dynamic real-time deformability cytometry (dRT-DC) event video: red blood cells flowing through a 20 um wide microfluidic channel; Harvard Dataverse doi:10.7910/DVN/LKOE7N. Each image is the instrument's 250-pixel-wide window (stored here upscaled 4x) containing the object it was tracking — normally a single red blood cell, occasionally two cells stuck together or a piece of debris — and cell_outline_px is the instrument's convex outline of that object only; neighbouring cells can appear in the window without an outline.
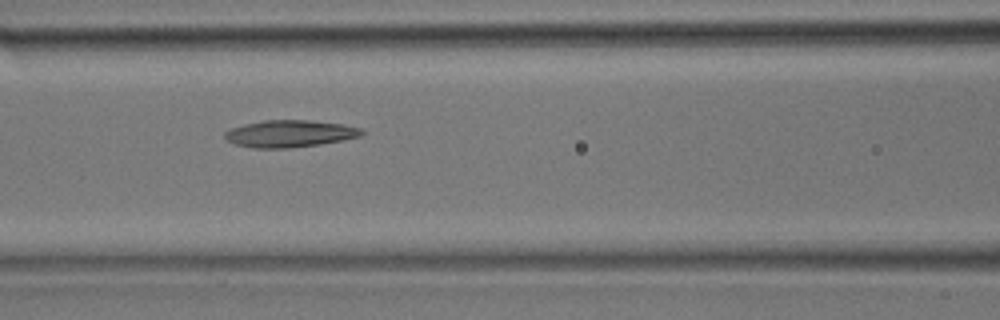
{"species": "common noctule bat (a hibernating species)", "species_latin": "Nyctalus noctula", "temperature_condition": "room temperature", "stored_images_in_passage": 20, "camera_frame_rate_fps": 3000, "um_per_image_px": 0.085, "animal": {"sex": "male", "body_mass_g": 17.9}, "frame": {"image": 1, "passage_image": 7, "time_ms": 2.0, "image_size_px": [1000, 320], "cell_outline_px": [[364, 132], [360, 136], [344, 140], [320, 144], [288, 148], [252, 148], [236, 144], [228, 140], [224, 136], [224, 132], [232, 128], [244, 124], [264, 120], [308, 120], [344, 124], [360, 128]], "centroid_in_image_um": [24.64, 11.36], "position_along_channel_um": 142.0, "area_um2": 21.5}}
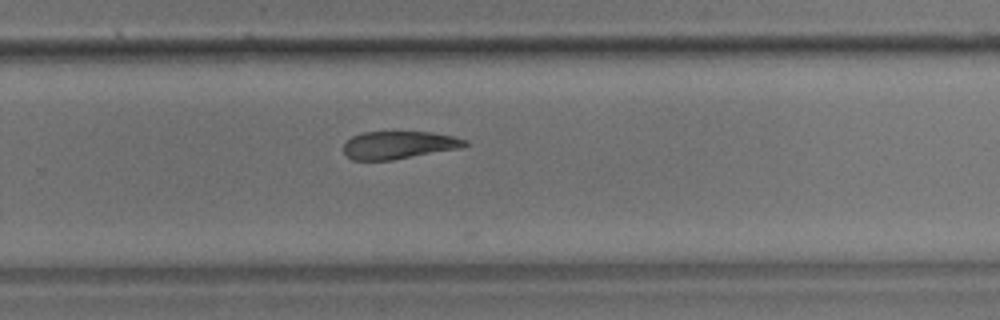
{"frame": {"image": 2, "passage_image": 15, "time_ms": 4.667, "image_size_px": [1000, 320], "cell_outline_px": [[468, 144], [460, 148], [392, 160], [352, 160], [344, 152], [344, 144], [352, 136], [364, 132], [432, 132], [452, 136], [468, 140]], "centroid_in_image_um": [33.9, 12.32], "position_along_channel_um": 295.9, "area_um2": 19.48}}
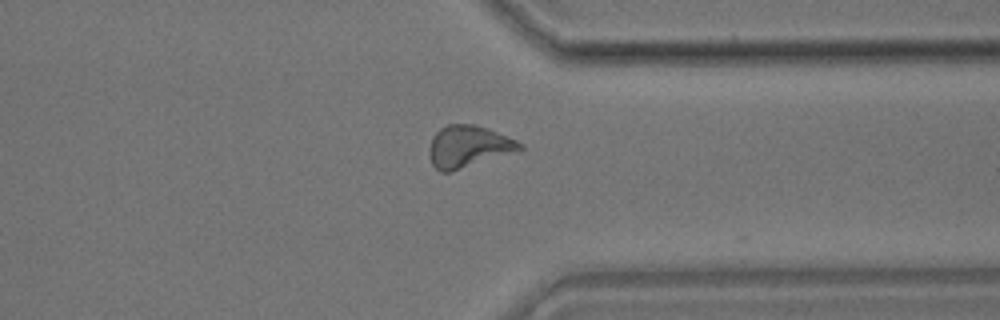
{"frame": {"image": 3, "passage_image": 19, "time_ms": 6.0, "image_size_px": [1000, 320], "cell_outline_px": [[524, 148], [448, 172], [440, 172], [432, 164], [428, 156], [428, 148], [432, 136], [440, 128], [448, 124], [472, 124], [496, 132], [516, 140], [524, 144]], "centroid_in_image_um": [39.73, 12.44], "position_along_channel_um": 371.7, "area_um2": 21.56}}